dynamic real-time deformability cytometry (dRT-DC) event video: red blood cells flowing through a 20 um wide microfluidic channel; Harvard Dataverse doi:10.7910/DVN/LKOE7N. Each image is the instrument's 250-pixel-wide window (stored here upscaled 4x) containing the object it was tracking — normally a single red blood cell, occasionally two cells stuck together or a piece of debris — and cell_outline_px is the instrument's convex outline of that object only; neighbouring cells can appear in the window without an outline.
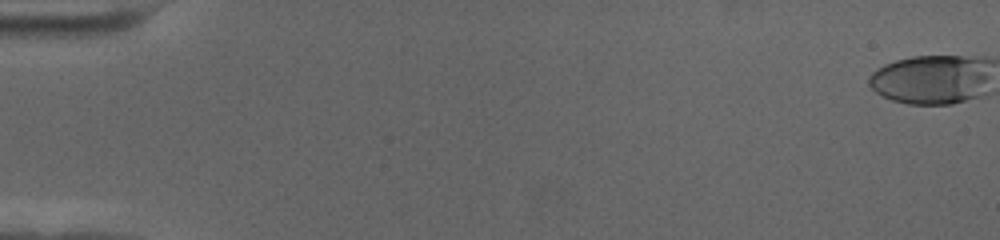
{"species": "human", "species_latin": "Homo sapiens", "temperature_condition": "cold", "stored_images_in_passage": 61, "camera_frame_rate_fps": 3000, "um_per_image_px": 0.085, "donor": {"sex": "female"}, "frame": {"image": 1, "passage_image": 1, "time_ms": 0.0, "image_size_px": [1000, 240], "cell_outline_px": [[972, 60], [968, 96], [960, 100], [948, 104], [912, 104], [896, 100], [884, 96], [872, 84], [872, 76], [880, 68], [888, 64], [900, 60], [916, 56], [956, 56]], "centroid_in_image_um": [78.64, 6.78], "position_along_channel_um": 6.4, "area_um2": 28.96}}
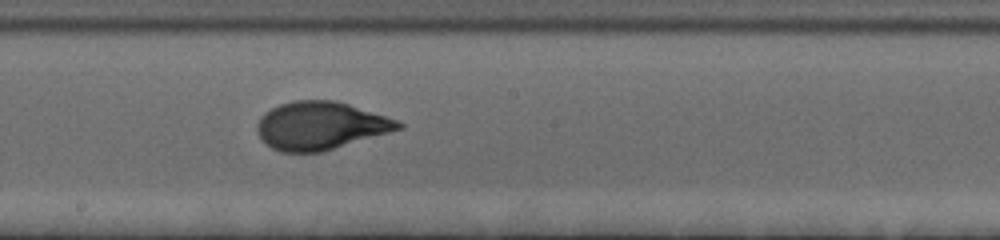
{"frame": {"image": 2, "passage_image": 35, "time_ms": 11.333, "image_size_px": [1000, 240], "cell_outline_px": [[400, 128], [332, 148], [316, 152], [288, 152], [276, 148], [268, 144], [260, 136], [260, 120], [268, 112], [284, 104], [300, 100], [328, 100], [344, 104], [392, 120], [400, 124]], "centroid_in_image_um": [27.18, 10.69], "position_along_channel_um": 221.0, "area_um2": 36.53}}
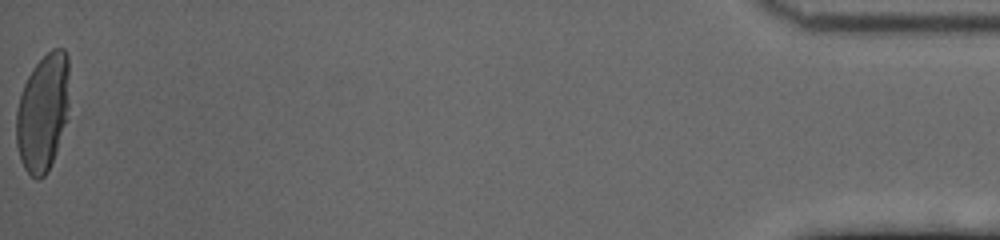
{"frame": {"image": 3, "passage_image": 61, "time_ms": 20.0, "image_size_px": [1000, 240], "cell_outline_px": [[68, 72], [64, 120], [56, 148], [52, 160], [44, 176], [32, 176], [28, 172], [20, 156], [16, 140], [16, 116], [20, 96], [24, 84], [28, 76], [36, 64], [48, 52], [56, 48], [64, 48], [68, 60]], "centroid_in_image_um": [3.6, 9.5], "position_along_channel_um": 431.6, "area_um2": 34.45}, "authors_computed_cell_mechanics": {"area_um2": 34.8534, "velocity_mm_per_s": 3.4741, "shape_relaxation_time_tau1_ms": 3.9535, "shape_relaxation_time_tau2_ms": null, "deformation_change_tau1": 0.1942, "deformation_change_tau2": null}}